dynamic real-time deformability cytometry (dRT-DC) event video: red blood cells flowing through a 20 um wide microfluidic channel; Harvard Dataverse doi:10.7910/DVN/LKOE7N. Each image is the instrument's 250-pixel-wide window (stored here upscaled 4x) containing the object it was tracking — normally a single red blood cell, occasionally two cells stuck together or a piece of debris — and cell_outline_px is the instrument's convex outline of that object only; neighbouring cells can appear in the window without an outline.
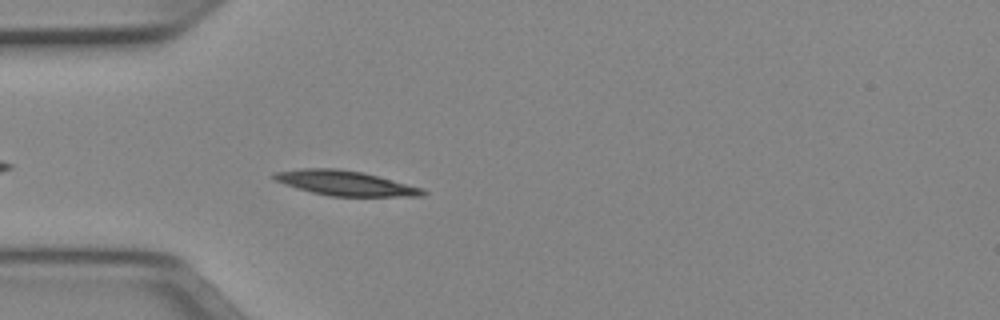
{"species": "Egyptian fruit bat (a non-hibernating species)", "species_latin": "Rousettus aegyptiacus", "temperature_condition": "cold", "stored_images_in_passage": 34, "camera_frame_rate_fps": 3000, "um_per_image_px": 0.085, "animal": {"sex": "female"}, "frame": {"image": 1, "passage_image": 4, "time_ms": 1.0, "image_size_px": [1000, 320], "cell_outline_px": [[428, 192], [424, 196], [332, 196], [312, 192], [284, 184], [272, 180], [268, 176], [272, 172], [300, 168], [336, 168], [364, 172], [424, 188]], "centroid_in_image_um": [29.3, 15.55], "position_along_channel_um": 55.7, "area_um2": 21.85}}
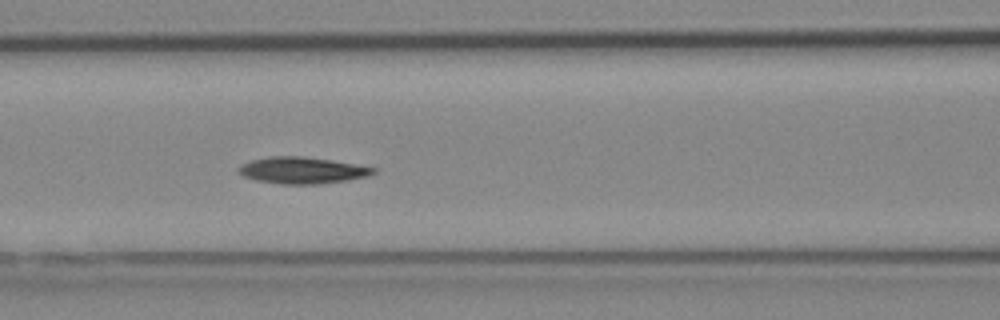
{"frame": {"image": 2, "passage_image": 11, "time_ms": 3.333, "image_size_px": [1000, 320], "cell_outline_px": [[376, 172], [368, 176], [348, 180], [320, 184], [280, 184], [256, 180], [244, 176], [236, 172], [236, 168], [240, 164], [252, 160], [268, 156], [304, 156], [332, 160], [376, 168]], "centroid_in_image_um": [25.64, 14.47], "position_along_channel_um": 141.0, "area_um2": 21.04}}
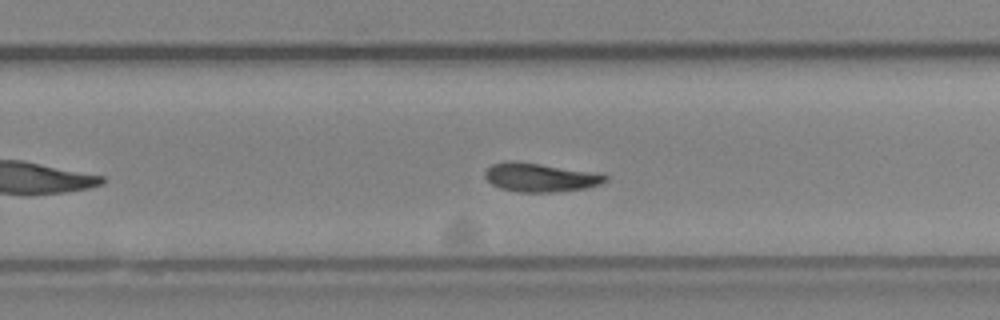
{"frame": {"image": 3, "passage_image": 22, "time_ms": 7.0, "image_size_px": [1000, 320], "cell_outline_px": [[608, 180], [600, 184], [584, 188], [552, 192], [520, 192], [500, 188], [492, 184], [484, 176], [484, 172], [492, 164], [540, 164], [600, 172], [608, 176]], "centroid_in_image_um": [46.02, 15.11], "position_along_channel_um": 283.8, "area_um2": 19.48}, "authors_computed_cell_mechanics": {"area_um2": 20.2589, "velocity_mm_per_s": 3.919, "shape_relaxation_time_tau1_ms": 4.1614, "shape_relaxation_time_tau2_ms": 5.8174, "deformation_change_tau1": 0.1242, "deformation_change_tau2": 0.1208}}